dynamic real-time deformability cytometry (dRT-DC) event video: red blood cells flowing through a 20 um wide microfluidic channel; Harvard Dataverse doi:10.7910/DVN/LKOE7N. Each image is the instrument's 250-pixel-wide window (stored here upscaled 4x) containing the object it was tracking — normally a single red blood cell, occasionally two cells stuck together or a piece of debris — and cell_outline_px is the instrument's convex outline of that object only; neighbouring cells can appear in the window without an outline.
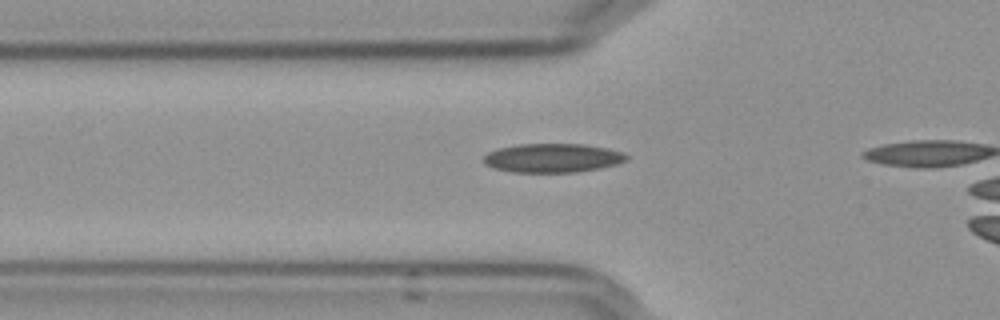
{"species": "Egyptian fruit bat (a non-hibernating species)", "species_latin": "Rousettus aegyptiacus", "temperature_condition": "cold", "stored_images_in_passage": 5, "camera_frame_rate_fps": 3000, "um_per_image_px": 0.085, "frame": {"image": 1, "passage_image": 3, "time_ms": 0.667, "image_size_px": [1000, 320], "cell_outline_px": [[628, 160], [616, 164], [600, 168], [576, 172], [512, 172], [496, 168], [484, 164], [484, 156], [488, 152], [500, 148], [520, 144], [584, 144], [608, 148], [624, 152], [628, 156]], "centroid_in_image_um": [47.01, 13.42], "position_along_channel_um": 78.8, "area_um2": 24.04}}